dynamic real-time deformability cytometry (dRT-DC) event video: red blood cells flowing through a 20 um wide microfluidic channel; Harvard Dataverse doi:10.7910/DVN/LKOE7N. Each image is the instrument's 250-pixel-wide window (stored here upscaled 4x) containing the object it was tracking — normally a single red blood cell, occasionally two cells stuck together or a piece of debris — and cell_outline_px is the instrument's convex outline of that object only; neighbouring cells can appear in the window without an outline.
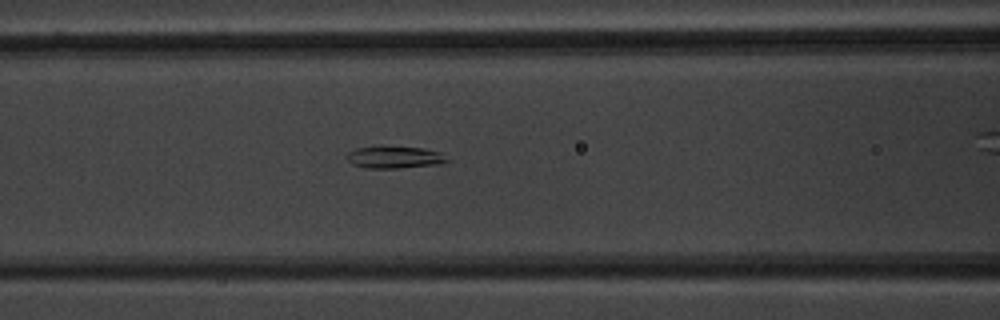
{"species": "common noctule bat (a hibernating species)", "species_latin": "Nyctalus noctula", "temperature_condition": "warm", "stored_images_in_passage": 27, "segment_of_instrument_passage": [1, 2], "camera_frame_rate_fps": 3000, "um_per_image_px": 0.085, "animal": {"sex": "male", "body_mass_g": 20.1, "forearm_length_mm": 53.5}, "frame": {"image": 1, "passage_image": 6, "time_ms": 1.667, "image_size_px": [1000, 320], "cell_outline_px": [[452, 160], [440, 164], [400, 168], [364, 168], [352, 164], [348, 160], [348, 152], [356, 148], [424, 148], [440, 152]], "centroid_in_image_um": [33.61, 13.4], "position_along_channel_um": 133.0, "area_um2": 12.54}}
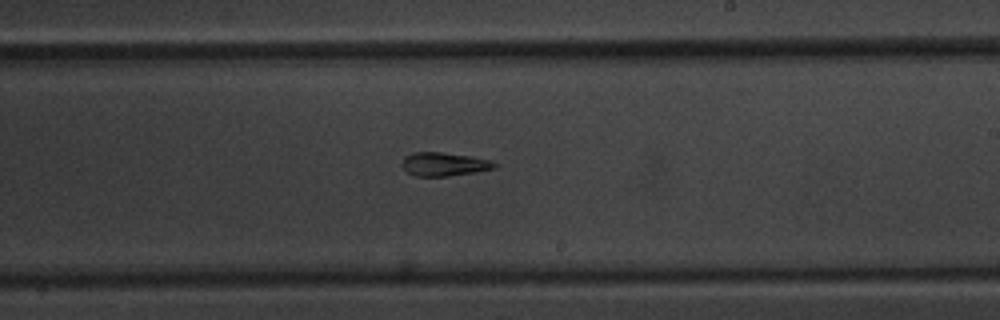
{"frame": {"image": 2, "passage_image": 15, "time_ms": 4.667, "image_size_px": [1000, 320], "cell_outline_px": [[500, 164], [496, 168], [476, 172], [448, 176], [416, 176], [408, 172], [400, 164], [404, 156], [412, 152], [440, 152], [472, 156], [492, 160]], "centroid_in_image_um": [37.78, 13.95], "position_along_channel_um": 251.2, "area_um2": 12.95}}
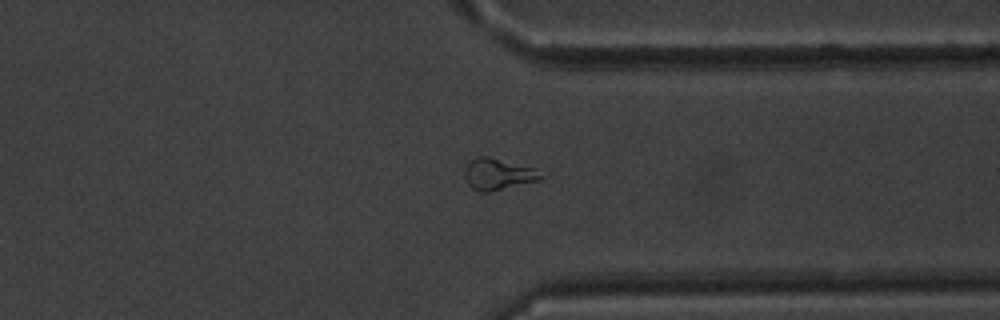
{"frame": {"image": 3, "passage_image": 24, "time_ms": 7.667, "image_size_px": [1000, 320], "cell_outline_px": [[540, 180], [488, 192], [480, 192], [472, 188], [468, 184], [464, 176], [464, 168], [468, 160], [476, 156], [488, 156], [536, 168], [540, 176]], "centroid_in_image_um": [42.26, 14.78], "position_along_channel_um": 369.1, "area_um2": 13.99}}